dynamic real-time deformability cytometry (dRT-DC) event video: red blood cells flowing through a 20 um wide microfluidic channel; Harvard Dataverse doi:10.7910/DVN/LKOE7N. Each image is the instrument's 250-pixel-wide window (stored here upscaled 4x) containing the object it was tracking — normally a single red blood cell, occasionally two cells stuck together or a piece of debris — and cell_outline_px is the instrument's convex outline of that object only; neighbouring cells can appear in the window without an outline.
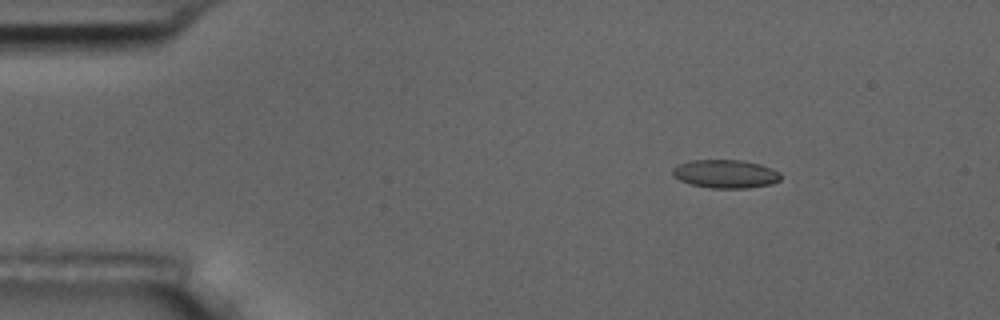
{"species": "common noctule bat (a hibernating species)", "species_latin": "Nyctalus noctula", "temperature_condition": "room temperature", "stored_images_in_passage": 15, "camera_frame_rate_fps": 3000, "um_per_image_px": 0.085, "animal": {"sex": "male", "body_mass_g": 17.5, "forearm_length_mm": 52.3}, "frame": {"image": 1, "passage_image": 3, "time_ms": 2.333, "image_size_px": [1000, 320], "cell_outline_px": [[780, 180], [772, 184], [748, 188], [712, 188], [692, 184], [680, 180], [672, 176], [672, 168], [688, 160], [744, 160], [760, 164], [772, 168], [780, 172]], "centroid_in_image_um": [61.68, 14.77], "position_along_channel_um": 23.3, "area_um2": 17.98}}
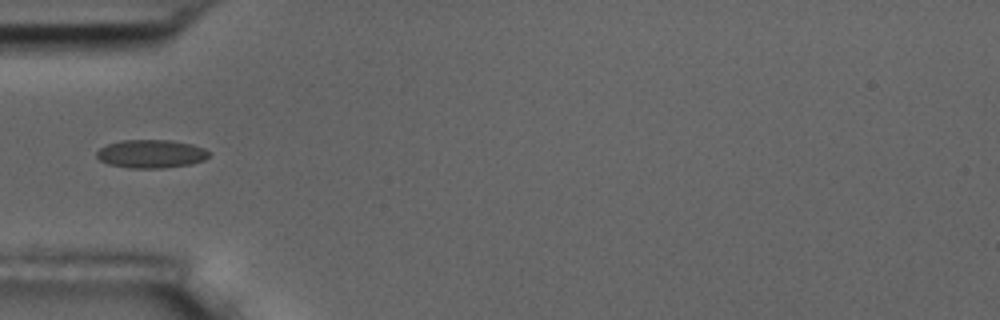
{"frame": {"image": 2, "passage_image": 5, "time_ms": 5.667, "image_size_px": [1000, 320], "cell_outline_px": [[212, 152], [204, 160], [192, 164], [164, 168], [128, 168], [108, 164], [100, 160], [96, 156], [96, 152], [100, 148], [108, 144], [120, 140], [172, 140], [192, 144], [204, 148]], "centroid_in_image_um": [12.86, 13.08], "position_along_channel_um": 72.1, "area_um2": 18.73}}
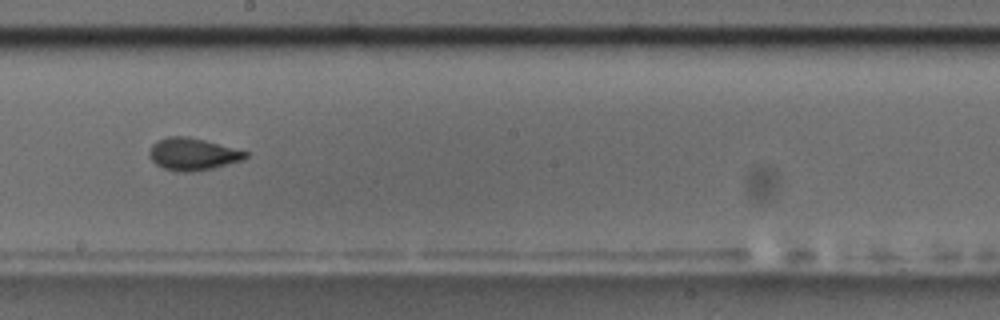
{"frame": {"image": 3, "passage_image": 9, "time_ms": 10.0, "image_size_px": [1000, 320], "cell_outline_px": [[248, 156], [244, 160], [212, 168], [188, 172], [184, 172], [164, 168], [156, 164], [148, 156], [148, 152], [152, 144], [156, 140], [168, 136], [188, 136], [204, 140], [248, 152]], "centroid_in_image_um": [16.35, 13.09], "position_along_channel_um": 231.8, "area_um2": 17.98}, "authors_computed_cell_mechanics": {"area_um2": 17.3978, "velocity_mm_per_s": 3.6935, "shape_relaxation_time_tau1_ms": 11.1752, "shape_relaxation_time_tau2_ms": 1.2916, "deformation_change_tau1": 0.2034, "deformation_change_tau2": 0.071}}